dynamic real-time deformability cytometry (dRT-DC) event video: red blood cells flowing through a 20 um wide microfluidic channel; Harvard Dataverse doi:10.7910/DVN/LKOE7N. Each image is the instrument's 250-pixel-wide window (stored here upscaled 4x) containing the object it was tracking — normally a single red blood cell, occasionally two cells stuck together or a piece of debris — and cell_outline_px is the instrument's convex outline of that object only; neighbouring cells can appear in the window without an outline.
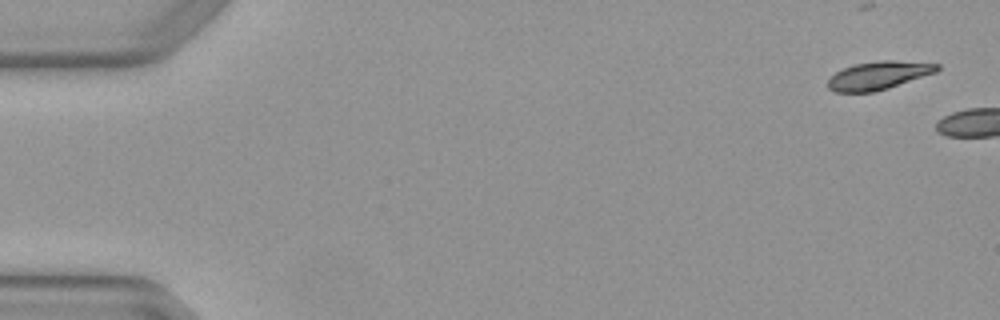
{"species": "Egyptian fruit bat (a non-hibernating species)", "species_latin": "Rousettus aegyptiacus", "temperature_condition": "warm", "stored_images_in_passage": 2, "camera_frame_rate_fps": 3000, "um_per_image_px": 0.085, "animal": {"sex": "female"}, "frame": {"image": 1, "passage_image": 1, "time_ms": 0.0, "image_size_px": [1000, 320], "cell_outline_px": [[940, 68], [936, 72], [888, 88], [872, 92], [836, 92], [828, 88], [828, 80], [836, 72], [844, 68], [856, 64], [880, 60], [892, 60], [940, 64]], "centroid_in_image_um": [74.68, 6.41], "position_along_channel_um": 10.3, "area_um2": 17.69}}